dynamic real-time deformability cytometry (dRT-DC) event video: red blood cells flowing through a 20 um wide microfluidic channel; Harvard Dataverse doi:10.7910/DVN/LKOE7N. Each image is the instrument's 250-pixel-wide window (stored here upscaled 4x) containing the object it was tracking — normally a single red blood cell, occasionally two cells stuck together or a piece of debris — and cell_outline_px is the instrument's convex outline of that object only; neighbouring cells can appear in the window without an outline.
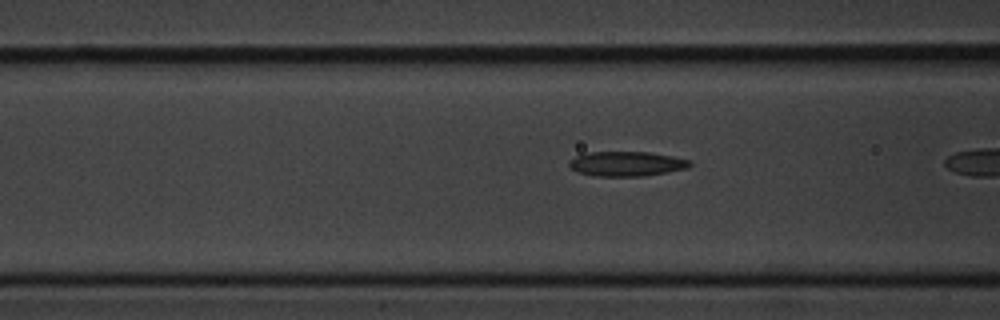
{"species": "common noctule bat (a hibernating species)", "species_latin": "Nyctalus noctula", "temperature_condition": "cold", "stored_images_in_passage": 33, "camera_frame_rate_fps": 3000, "um_per_image_px": 0.085, "animal": {"sex": "male", "body_mass_g": 20.1, "forearm_length_mm": 53.5}, "frame": {"image": 1, "passage_image": 19, "time_ms": 6.0, "image_size_px": [1000, 320], "cell_outline_px": [[692, 164], [688, 168], [644, 176], [596, 176], [576, 172], [568, 164], [568, 160], [576, 156], [592, 152], [648, 152], [672, 156], [688, 160]], "centroid_in_image_um": [53.23, 13.92], "position_along_channel_um": 113.4, "area_um2": 17.28}}